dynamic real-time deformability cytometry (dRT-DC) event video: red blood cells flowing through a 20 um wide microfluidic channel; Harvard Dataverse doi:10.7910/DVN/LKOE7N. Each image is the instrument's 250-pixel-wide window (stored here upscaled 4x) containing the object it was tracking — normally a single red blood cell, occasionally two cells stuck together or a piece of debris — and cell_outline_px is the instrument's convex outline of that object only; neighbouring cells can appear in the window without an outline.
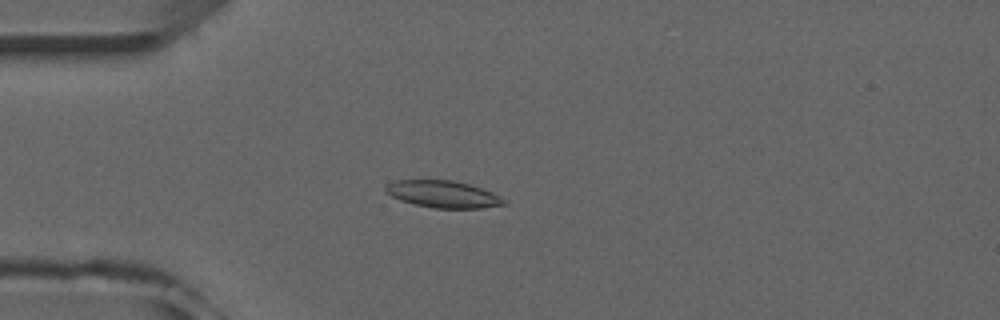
{"species": "common noctule bat (a hibernating species)", "species_latin": "Nyctalus noctula", "temperature_condition": "room temperature", "stored_images_in_passage": 51, "camera_frame_rate_fps": 3000, "um_per_image_px": 0.085, "animal": {"sex": "male", "forearm_length_mm": 52.5}, "frame": {"image": 1, "passage_image": 13, "time_ms": 4.0, "image_size_px": [1000, 320], "cell_outline_px": [[508, 204], [484, 208], [432, 208], [412, 204], [400, 200], [384, 192], [384, 188], [388, 184], [396, 180], [452, 180], [468, 184], [492, 192], [504, 200]], "centroid_in_image_um": [37.63, 16.51], "position_along_channel_um": 47.4, "area_um2": 18.61}}
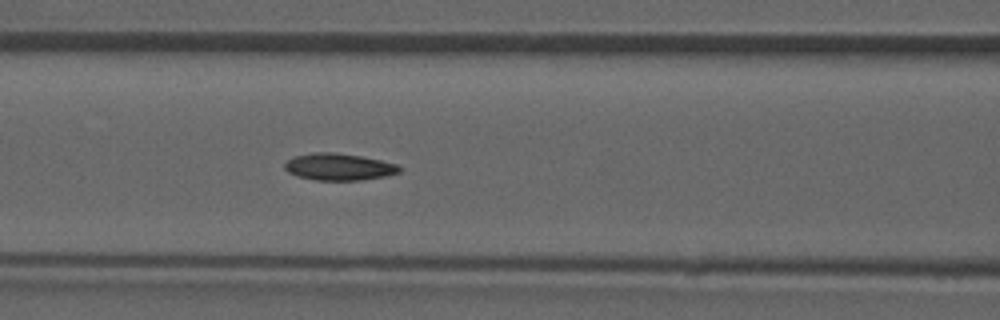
{"frame": {"image": 2, "passage_image": 21, "time_ms": 6.667, "image_size_px": [1000, 320], "cell_outline_px": [[404, 168], [400, 172], [384, 176], [364, 180], [316, 180], [296, 176], [288, 172], [284, 168], [284, 164], [288, 160], [296, 156], [316, 152], [336, 152], [360, 156], [380, 160], [396, 164]], "centroid_in_image_um": [28.82, 14.19], "position_along_channel_um": 137.8, "area_um2": 17.98}}
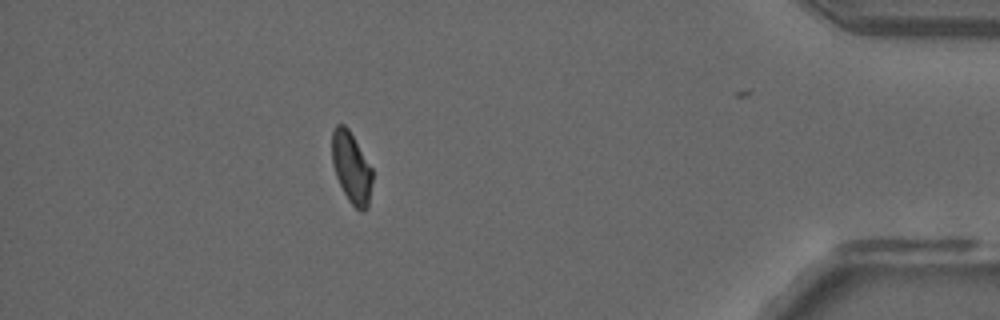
{"frame": {"image": 3, "passage_image": 45, "time_ms": 14.667, "image_size_px": [1000, 320], "cell_outline_px": [[372, 180], [368, 208], [356, 208], [348, 200], [336, 176], [332, 164], [332, 128], [336, 124], [344, 124], [348, 128], [372, 168]], "centroid_in_image_um": [29.85, 14.2], "position_along_channel_um": 405.4, "area_um2": 16.53}, "authors_computed_cell_mechanics": {"area_um2": 17.7446, "velocity_mm_per_s": 3.9732, "shape_relaxation_time_tau1_ms": 10.8999, "shape_relaxation_time_tau2_ms": null, "deformation_change_tau1": 0.2024, "deformation_change_tau2": null}}